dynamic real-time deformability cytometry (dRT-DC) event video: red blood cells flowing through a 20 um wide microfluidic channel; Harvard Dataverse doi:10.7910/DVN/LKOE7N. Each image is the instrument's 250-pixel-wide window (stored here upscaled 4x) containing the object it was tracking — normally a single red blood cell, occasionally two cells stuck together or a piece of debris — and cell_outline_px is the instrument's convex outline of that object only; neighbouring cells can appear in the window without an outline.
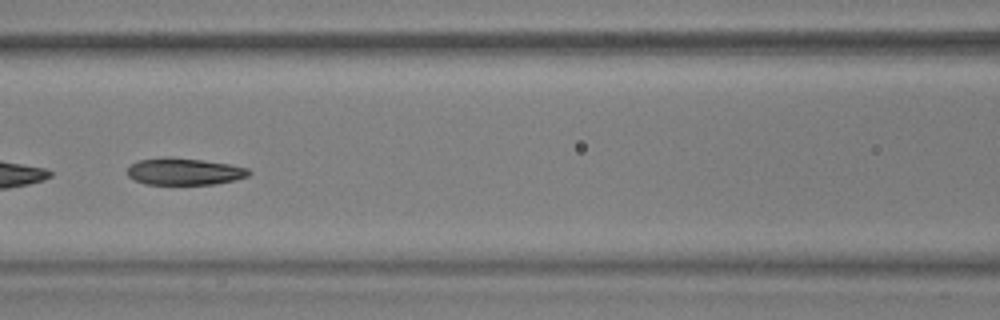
{"species": "common noctule bat (a hibernating species)", "species_latin": "Nyctalus noctula", "temperature_condition": "warm", "stored_images_in_passage": 56, "segment_of_instrument_passage": [2, 2], "camera_frame_rate_fps": 3000, "um_per_image_px": 0.085, "animal": {"sex": "male", "body_mass_g": 17.9, "forearm_length_mm": 54.2}, "frame": {"image": 1, "passage_image": 26, "time_ms": 8.333, "image_size_px": [1000, 320], "cell_outline_px": [[252, 172], [248, 176], [236, 180], [216, 184], [144, 184], [128, 176], [128, 164], [136, 160], [164, 156], [172, 156], [204, 160], [228, 164], [248, 168]], "centroid_in_image_um": [15.64, 14.56], "position_along_channel_um": 151.0, "area_um2": 19.42}}
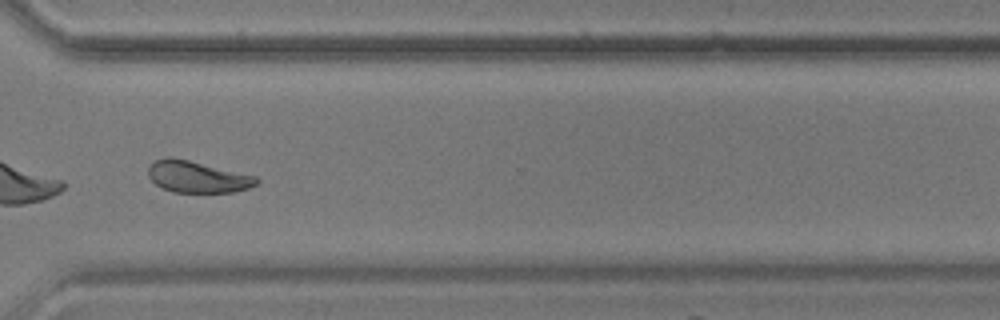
{"frame": {"image": 2, "passage_image": 43, "time_ms": 14.0, "image_size_px": [1000, 320], "cell_outline_px": [[260, 180], [256, 184], [248, 188], [236, 192], [172, 192], [160, 188], [148, 176], [148, 168], [152, 160], [168, 156], [188, 160], [256, 176]], "centroid_in_image_um": [16.73, 15.03], "position_along_channel_um": 353.9, "area_um2": 20.0}}